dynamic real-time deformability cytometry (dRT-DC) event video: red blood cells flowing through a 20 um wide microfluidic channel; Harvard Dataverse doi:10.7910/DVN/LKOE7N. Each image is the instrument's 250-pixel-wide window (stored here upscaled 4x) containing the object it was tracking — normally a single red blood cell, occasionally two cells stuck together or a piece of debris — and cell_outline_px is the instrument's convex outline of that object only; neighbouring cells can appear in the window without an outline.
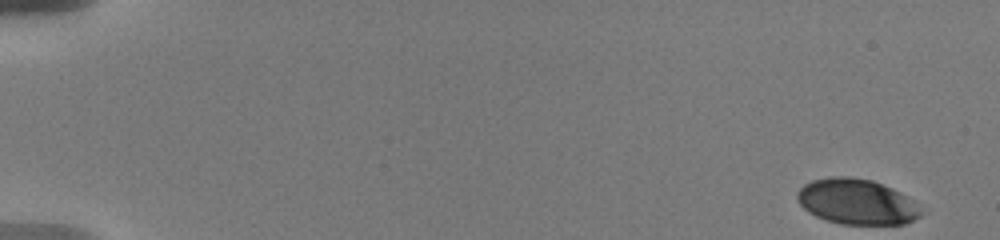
{"species": "human", "species_latin": "Homo sapiens", "temperature_condition": "warm", "stored_images_in_passage": 29, "camera_frame_rate_fps": 3000, "um_per_image_px": 0.085, "donor": {"sex": "male"}, "frame": {"image": 1, "passage_image": 1, "time_ms": 0.0, "image_size_px": [1000, 240], "cell_outline_px": [[928, 212], [904, 224], [840, 224], [816, 216], [808, 212], [796, 200], [796, 192], [804, 184], [812, 180], [828, 176], [852, 176], [872, 180], [892, 188], [908, 196]], "centroid_in_image_um": [72.85, 17.13], "position_along_channel_um": 12.2, "area_um2": 33.29}}
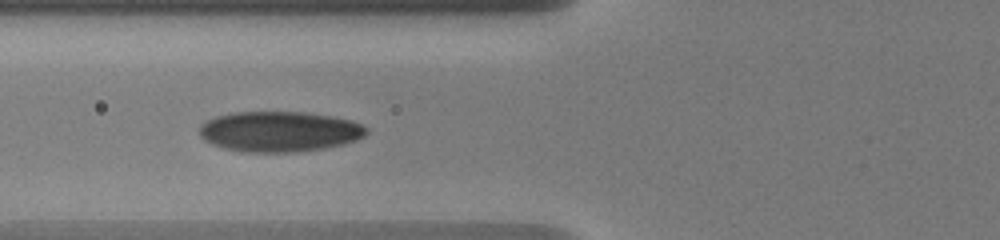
{"frame": {"image": 2, "passage_image": 17, "time_ms": 7.0, "image_size_px": [1000, 240], "cell_outline_px": [[368, 132], [364, 136], [356, 140], [344, 144], [324, 148], [296, 152], [244, 152], [224, 148], [212, 144], [204, 140], [200, 136], [200, 124], [204, 120], [216, 116], [236, 112], [304, 112], [332, 116], [352, 120], [368, 128]], "centroid_in_image_um": [23.74, 11.18], "position_along_channel_um": 102.1, "area_um2": 39.54}}
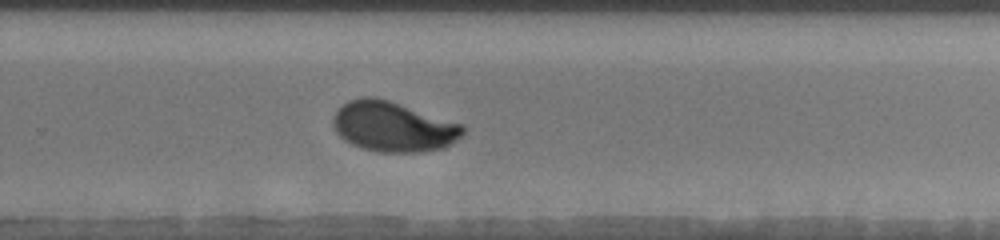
{"frame": {"image": 3, "passage_image": 29, "time_ms": 12.333, "image_size_px": [1000, 240], "cell_outline_px": [[464, 132], [456, 140], [444, 148], [416, 152], [380, 152], [360, 148], [344, 140], [336, 132], [332, 124], [332, 116], [348, 100], [360, 96], [376, 96], [464, 124]], "centroid_in_image_um": [33.4, 10.75], "position_along_channel_um": 296.4, "area_um2": 38.09}}